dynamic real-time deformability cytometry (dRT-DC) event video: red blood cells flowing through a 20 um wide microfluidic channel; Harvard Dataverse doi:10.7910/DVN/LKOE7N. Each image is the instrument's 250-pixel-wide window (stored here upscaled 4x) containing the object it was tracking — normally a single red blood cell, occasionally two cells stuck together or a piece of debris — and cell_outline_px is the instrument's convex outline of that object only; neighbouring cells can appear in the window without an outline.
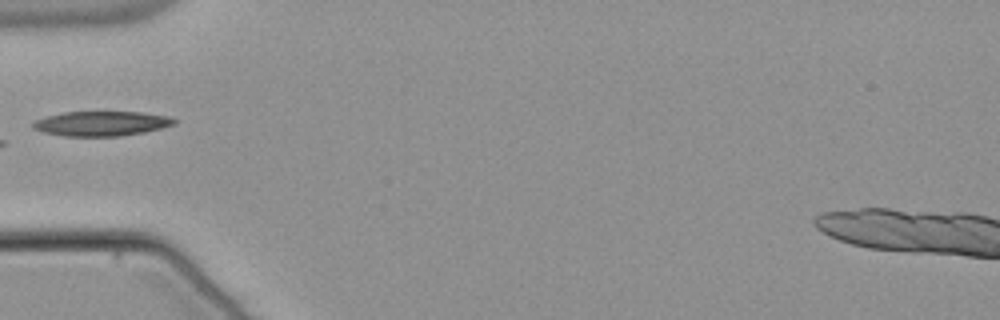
{"species": "common noctule bat (a hibernating species)", "species_latin": "Nyctalus noctula", "temperature_condition": "warm", "stored_images_in_passage": 24, "camera_frame_rate_fps": 3000, "um_per_image_px": 0.085, "animal": {"sex": "male", "body_mass_g": 21.5, "forearm_length_mm": 52.0}, "frame": {"image": 1, "passage_image": 1, "time_ms": 0.0, "image_size_px": [1000, 320], "cell_outline_px": [[176, 124], [144, 132], [120, 136], [64, 136], [44, 132], [32, 128], [32, 120], [44, 116], [64, 112], [144, 112], [168, 116], [176, 120]], "centroid_in_image_um": [8.58, 10.49], "position_along_channel_um": 76.4, "area_um2": 20.46}}